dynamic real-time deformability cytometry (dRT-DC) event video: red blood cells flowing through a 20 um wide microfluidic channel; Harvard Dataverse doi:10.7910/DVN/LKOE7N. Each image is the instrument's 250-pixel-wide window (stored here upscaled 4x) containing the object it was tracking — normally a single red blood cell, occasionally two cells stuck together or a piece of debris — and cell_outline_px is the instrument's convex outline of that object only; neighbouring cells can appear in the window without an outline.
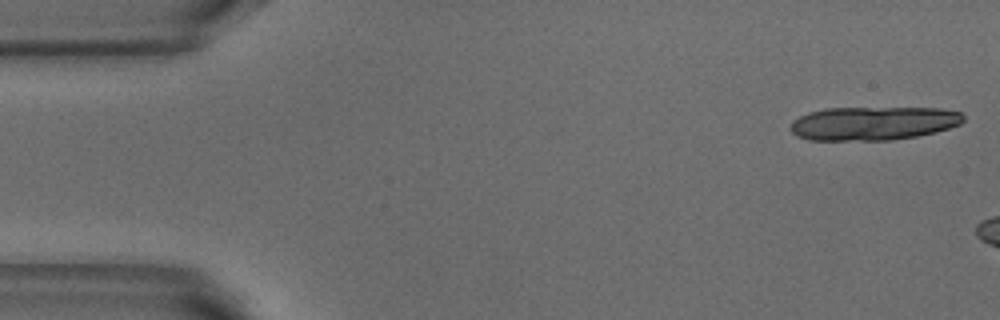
{"species": "common noctule bat (a hibernating species)", "species_latin": "Nyctalus noctula", "temperature_condition": "warm", "stored_images_in_passage": 3, "camera_frame_rate_fps": 3000, "um_per_image_px": 0.085, "animal": {"sex": "male", "body_mass_g": 18.8}, "frame": {"image": 1, "passage_image": 1, "time_ms": 0.0, "image_size_px": [1000, 320], "cell_outline_px": [[964, 120], [960, 124], [948, 128], [916, 136], [892, 140], [808, 140], [796, 136], [792, 132], [792, 120], [808, 112], [824, 108], [940, 108], [960, 112], [964, 116]], "centroid_in_image_um": [74.2, 10.48], "position_along_channel_um": 10.8, "area_um2": 33.87}}